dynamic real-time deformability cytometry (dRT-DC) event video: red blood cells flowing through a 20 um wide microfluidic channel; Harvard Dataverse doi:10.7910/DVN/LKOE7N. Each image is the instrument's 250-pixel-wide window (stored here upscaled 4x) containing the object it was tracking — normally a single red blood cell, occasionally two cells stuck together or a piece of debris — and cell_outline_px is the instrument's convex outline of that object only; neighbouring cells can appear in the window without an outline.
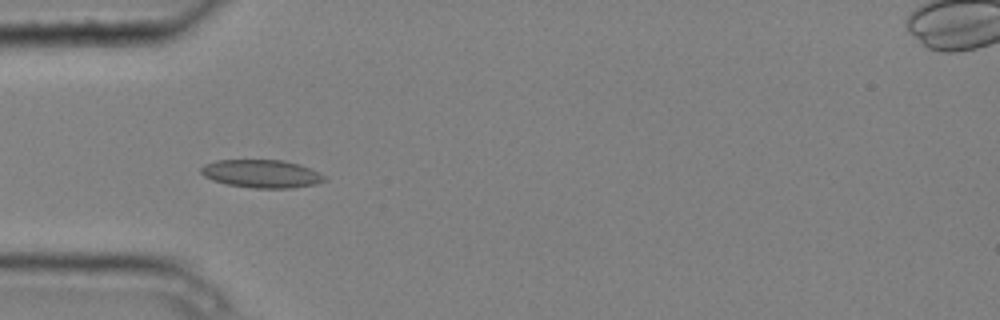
{"species": "common noctule bat (a hibernating species)", "species_latin": "Nyctalus noctula", "temperature_condition": "cold", "stored_images_in_passage": 5, "camera_frame_rate_fps": 3000, "um_per_image_px": 0.085, "animal": {"sex": "male", "body_mass_g": 20.4}, "frame": {"image": 1, "passage_image": 4, "time_ms": 1.0, "image_size_px": [1000, 320], "cell_outline_px": [[328, 180], [316, 184], [292, 188], [252, 188], [224, 184], [212, 180], [204, 176], [200, 172], [200, 168], [204, 164], [216, 160], [284, 160], [300, 164], [320, 172]], "centroid_in_image_um": [22.24, 14.77], "position_along_channel_um": 62.8, "area_um2": 20.46}}
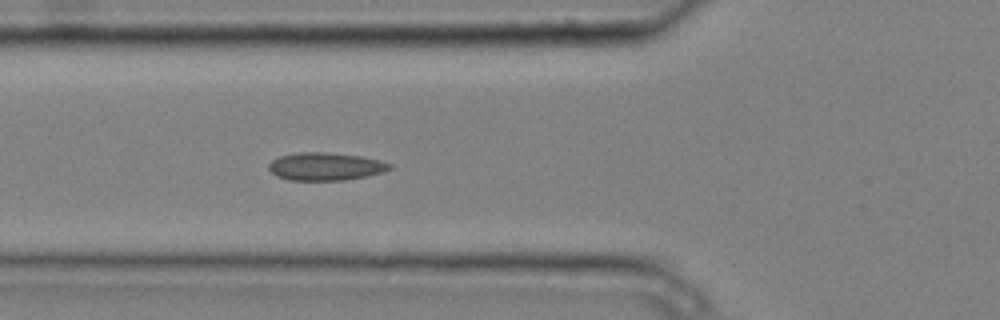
{"frame": {"image": 2, "passage_image": 5, "time_ms": 1.333, "image_size_px": [1000, 320], "cell_outline_px": [[392, 168], [384, 172], [344, 180], [288, 180], [276, 176], [268, 168], [268, 164], [272, 160], [280, 156], [300, 152], [328, 152], [360, 156], [380, 160], [392, 164]], "centroid_in_image_um": [27.66, 14.15], "position_along_channel_um": 98.1, "area_um2": 19.59}}